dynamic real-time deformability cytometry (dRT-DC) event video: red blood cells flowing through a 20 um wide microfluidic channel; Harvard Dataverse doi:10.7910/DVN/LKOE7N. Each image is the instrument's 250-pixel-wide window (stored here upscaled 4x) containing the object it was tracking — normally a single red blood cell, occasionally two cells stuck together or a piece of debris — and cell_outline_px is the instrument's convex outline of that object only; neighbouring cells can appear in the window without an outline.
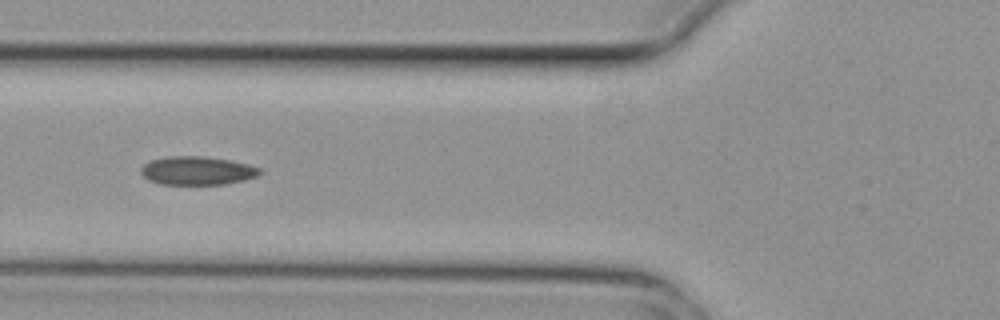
{"species": "common noctule bat (a hibernating species)", "species_latin": "Nyctalus noctula", "temperature_condition": "cold", "stored_images_in_passage": 9, "camera_frame_rate_fps": 3000, "um_per_image_px": 0.085, "animal": {"sex": "female", "body_mass_g": 29.2, "forearm_length_mm": 56.3}, "frame": {"image": 1, "passage_image": 6, "time_ms": 1.667, "image_size_px": [1000, 320], "cell_outline_px": [[264, 172], [256, 176], [244, 180], [224, 184], [160, 184], [148, 180], [140, 172], [140, 168], [144, 164], [152, 160], [168, 156], [200, 156], [228, 160], [248, 164], [260, 168]], "centroid_in_image_um": [16.76, 14.51], "position_along_channel_um": 109.0, "area_um2": 19.65}}
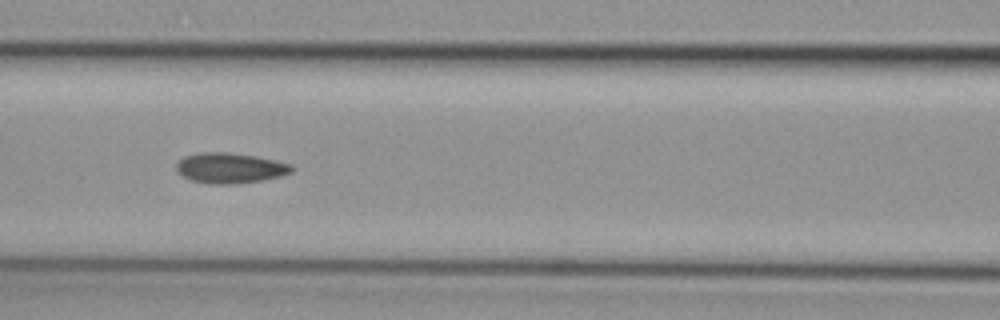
{"frame": {"image": 2, "passage_image": 7, "time_ms": 2.0, "image_size_px": [1000, 320], "cell_outline_px": [[296, 168], [292, 172], [280, 176], [260, 180], [232, 184], [208, 184], [192, 180], [176, 172], [176, 164], [184, 156], [200, 152], [228, 152], [256, 156], [276, 160], [292, 164]], "centroid_in_image_um": [19.57, 14.27], "position_along_channel_um": 147.0, "area_um2": 20.52}}
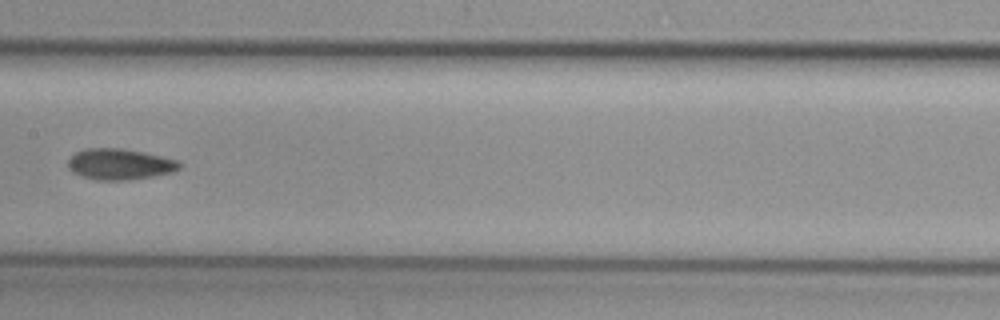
{"frame": {"image": 3, "passage_image": 8, "time_ms": 2.333, "image_size_px": [1000, 320], "cell_outline_px": [[180, 168], [172, 172], [152, 176], [128, 180], [96, 180], [72, 172], [68, 168], [68, 160], [76, 152], [84, 148], [120, 148], [144, 152], [180, 160]], "centroid_in_image_um": [10.18, 13.95], "position_along_channel_um": 197.2, "area_um2": 20.11}}